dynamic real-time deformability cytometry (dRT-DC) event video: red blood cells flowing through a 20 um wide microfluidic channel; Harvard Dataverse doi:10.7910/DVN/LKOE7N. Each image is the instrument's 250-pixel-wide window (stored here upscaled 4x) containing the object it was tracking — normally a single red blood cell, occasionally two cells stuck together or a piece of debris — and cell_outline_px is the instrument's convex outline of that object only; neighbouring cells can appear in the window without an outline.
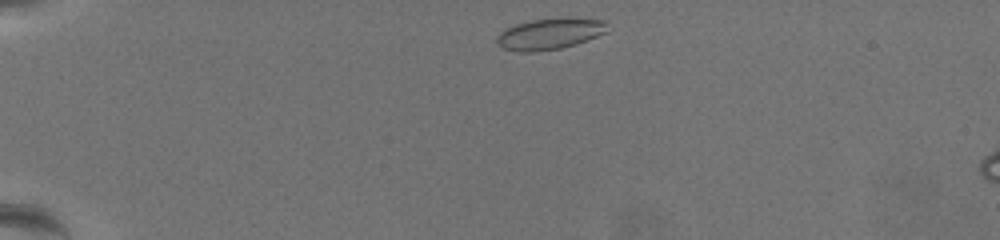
{"species": "common noctule bat (a hibernating species)", "species_latin": "Nyctalus noctula", "temperature_condition": "warm", "stored_images_in_passage": 45, "camera_frame_rate_fps": 3000, "um_per_image_px": 0.085, "animal": {"sex": "female", "body_mass_g": 19.5, "forearm_length_mm": 54.1}, "frame": {"image": 1, "passage_image": 1, "time_ms": 0.0, "image_size_px": [1000, 240], "cell_outline_px": [[608, 32], [588, 40], [576, 44], [560, 48], [532, 52], [520, 52], [504, 48], [496, 44], [496, 36], [504, 28], [516, 24], [532, 20], [560, 16], [568, 16], [608, 20]], "centroid_in_image_um": [46.79, 2.84], "position_along_channel_um": 38.2, "area_um2": 20.81}}
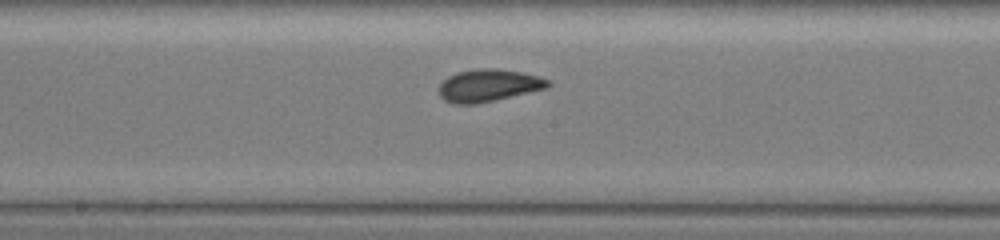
{"frame": {"image": 2, "passage_image": 22, "time_ms": 7.0, "image_size_px": [1000, 240], "cell_outline_px": [[552, 84], [548, 88], [496, 100], [476, 104], [452, 104], [444, 100], [440, 96], [440, 84], [448, 76], [456, 72], [480, 68], [500, 68], [540, 76], [548, 80]], "centroid_in_image_um": [41.54, 7.26], "position_along_channel_um": 206.7, "area_um2": 20.75}}
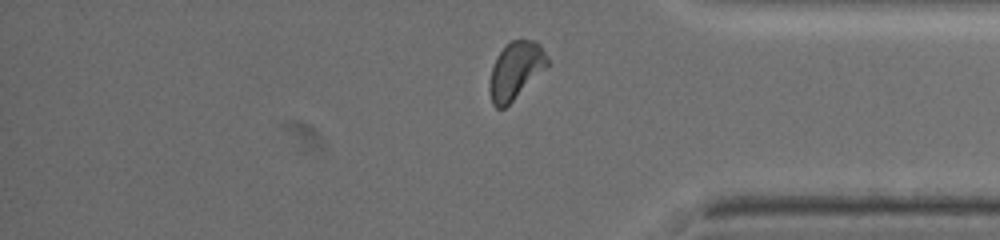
{"frame": {"image": 3, "passage_image": 39, "time_ms": 12.667, "image_size_px": [1000, 240], "cell_outline_px": [[548, 64], [504, 108], [496, 108], [492, 104], [488, 88], [488, 84], [492, 68], [500, 52], [512, 40], [536, 40], [540, 44], [548, 56]], "centroid_in_image_um": [43.8, 5.98], "position_along_channel_um": 391.4, "area_um2": 18.73}, "authors_computed_cell_mechanics": {"area_um2": 19.7676, "velocity_mm_per_s": 3.4084, "shape_relaxation_time_tau1_ms": 2.2248, "shape_relaxation_time_tau2_ms": 1.1594, "deformation_change_tau1": 0.1176, "deformation_change_tau2": 0.0638}}